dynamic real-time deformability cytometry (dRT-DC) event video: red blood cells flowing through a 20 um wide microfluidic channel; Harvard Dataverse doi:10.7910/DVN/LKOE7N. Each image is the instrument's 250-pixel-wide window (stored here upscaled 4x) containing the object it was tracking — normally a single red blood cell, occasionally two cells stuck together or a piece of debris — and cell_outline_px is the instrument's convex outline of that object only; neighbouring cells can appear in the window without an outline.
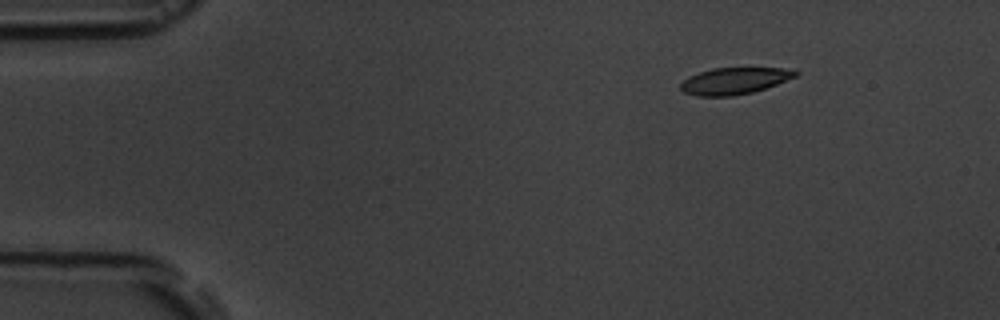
{"species": "common noctule bat (a hibernating species)", "species_latin": "Nyctalus noctula", "temperature_condition": "room temperature", "stored_images_in_passage": 3, "camera_frame_rate_fps": 3000, "um_per_image_px": 0.085, "animal": {"sex": "male", "body_mass_g": 19.5, "forearm_length_mm": 54.6}, "frame": {"image": 1, "passage_image": 1, "time_ms": 0.0, "image_size_px": [1000, 320], "cell_outline_px": [[800, 72], [796, 76], [776, 84], [752, 92], [732, 96], [696, 96], [684, 92], [680, 88], [680, 84], [688, 76], [712, 68], [780, 68]], "centroid_in_image_um": [62.37, 6.88], "position_along_channel_um": 22.6, "area_um2": 17.63}}